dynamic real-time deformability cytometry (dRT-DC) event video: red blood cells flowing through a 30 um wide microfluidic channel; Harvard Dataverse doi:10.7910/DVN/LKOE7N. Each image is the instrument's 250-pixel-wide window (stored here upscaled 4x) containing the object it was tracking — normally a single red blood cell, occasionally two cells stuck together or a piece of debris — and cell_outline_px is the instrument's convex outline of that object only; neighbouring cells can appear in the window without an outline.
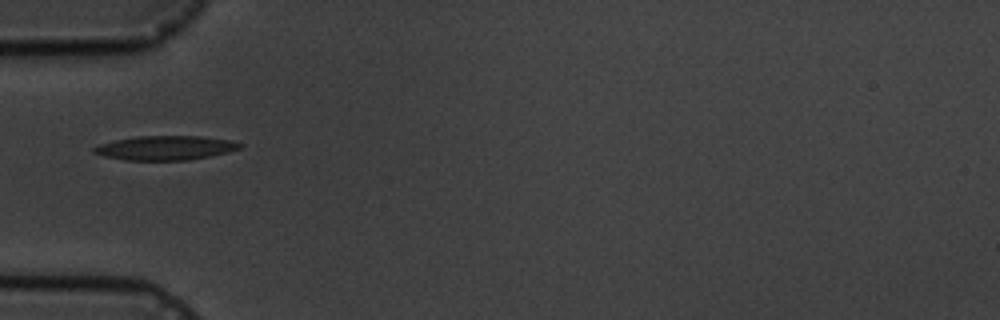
{"species": "common noctule bat (a hibernating species)", "species_latin": "Nyctalus noctula", "temperature_condition": "cold", "stored_images_in_passage": 1, "camera_frame_rate_fps": 3000, "um_per_image_px": 0.085, "animal": {"sex": "male", "body_mass_g": 19.5, "forearm_length_mm": 54.6}, "frame": {"image": 1, "passage_image": 1, "time_ms": 0.0, "image_size_px": [1000, 320], "cell_outline_px": [[244, 144], [240, 148], [228, 152], [188, 160], [124, 160], [104, 156], [92, 152], [92, 148], [100, 144], [116, 140], [136, 136], [200, 136], [232, 140]], "centroid_in_image_um": [14.06, 12.56], "position_along_channel_um": 70.9, "area_um2": 20.58}}